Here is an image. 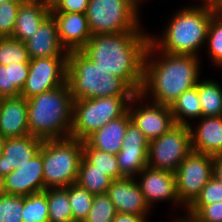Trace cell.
I'll return each mask as SVG.
<instances>
[{
	"label": "cell",
	"mask_w": 222,
	"mask_h": 222,
	"mask_svg": "<svg viewBox=\"0 0 222 222\" xmlns=\"http://www.w3.org/2000/svg\"><path fill=\"white\" fill-rule=\"evenodd\" d=\"M150 35L144 30L95 34L80 52L91 62L120 77L136 94L143 84L144 58Z\"/></svg>",
	"instance_id": "1"
},
{
	"label": "cell",
	"mask_w": 222,
	"mask_h": 222,
	"mask_svg": "<svg viewBox=\"0 0 222 222\" xmlns=\"http://www.w3.org/2000/svg\"><path fill=\"white\" fill-rule=\"evenodd\" d=\"M155 53H160V57ZM159 53L150 42L144 58L143 84L139 94L144 101L151 96L152 100L148 101L170 106L184 91L197 85L200 60L194 55Z\"/></svg>",
	"instance_id": "2"
},
{
	"label": "cell",
	"mask_w": 222,
	"mask_h": 222,
	"mask_svg": "<svg viewBox=\"0 0 222 222\" xmlns=\"http://www.w3.org/2000/svg\"><path fill=\"white\" fill-rule=\"evenodd\" d=\"M220 8L219 0H202L201 5L180 8L168 20L162 37L150 34V42L156 52L199 57L198 51L206 43L210 20Z\"/></svg>",
	"instance_id": "3"
},
{
	"label": "cell",
	"mask_w": 222,
	"mask_h": 222,
	"mask_svg": "<svg viewBox=\"0 0 222 222\" xmlns=\"http://www.w3.org/2000/svg\"><path fill=\"white\" fill-rule=\"evenodd\" d=\"M29 134L41 140L69 137L73 123V98L65 84L27 99Z\"/></svg>",
	"instance_id": "4"
},
{
	"label": "cell",
	"mask_w": 222,
	"mask_h": 222,
	"mask_svg": "<svg viewBox=\"0 0 222 222\" xmlns=\"http://www.w3.org/2000/svg\"><path fill=\"white\" fill-rule=\"evenodd\" d=\"M67 83L73 100L136 95L120 77L95 66L80 51L68 52Z\"/></svg>",
	"instance_id": "5"
},
{
	"label": "cell",
	"mask_w": 222,
	"mask_h": 222,
	"mask_svg": "<svg viewBox=\"0 0 222 222\" xmlns=\"http://www.w3.org/2000/svg\"><path fill=\"white\" fill-rule=\"evenodd\" d=\"M40 151L46 189L66 188L76 183L83 158L82 140L70 136L43 140Z\"/></svg>",
	"instance_id": "6"
},
{
	"label": "cell",
	"mask_w": 222,
	"mask_h": 222,
	"mask_svg": "<svg viewBox=\"0 0 222 222\" xmlns=\"http://www.w3.org/2000/svg\"><path fill=\"white\" fill-rule=\"evenodd\" d=\"M134 96L99 97L73 100L70 137L84 141L105 124L122 116Z\"/></svg>",
	"instance_id": "7"
},
{
	"label": "cell",
	"mask_w": 222,
	"mask_h": 222,
	"mask_svg": "<svg viewBox=\"0 0 222 222\" xmlns=\"http://www.w3.org/2000/svg\"><path fill=\"white\" fill-rule=\"evenodd\" d=\"M85 14L92 35L143 30L132 0H89Z\"/></svg>",
	"instance_id": "8"
},
{
	"label": "cell",
	"mask_w": 222,
	"mask_h": 222,
	"mask_svg": "<svg viewBox=\"0 0 222 222\" xmlns=\"http://www.w3.org/2000/svg\"><path fill=\"white\" fill-rule=\"evenodd\" d=\"M191 151L190 127L175 124L159 138L149 141L148 166L175 172Z\"/></svg>",
	"instance_id": "9"
},
{
	"label": "cell",
	"mask_w": 222,
	"mask_h": 222,
	"mask_svg": "<svg viewBox=\"0 0 222 222\" xmlns=\"http://www.w3.org/2000/svg\"><path fill=\"white\" fill-rule=\"evenodd\" d=\"M214 156L191 151L176 169V188L180 204L187 209L213 177Z\"/></svg>",
	"instance_id": "10"
},
{
	"label": "cell",
	"mask_w": 222,
	"mask_h": 222,
	"mask_svg": "<svg viewBox=\"0 0 222 222\" xmlns=\"http://www.w3.org/2000/svg\"><path fill=\"white\" fill-rule=\"evenodd\" d=\"M67 64L68 56L30 59L28 77L20 95L28 99L65 84Z\"/></svg>",
	"instance_id": "11"
},
{
	"label": "cell",
	"mask_w": 222,
	"mask_h": 222,
	"mask_svg": "<svg viewBox=\"0 0 222 222\" xmlns=\"http://www.w3.org/2000/svg\"><path fill=\"white\" fill-rule=\"evenodd\" d=\"M145 100L139 93L136 94L128 104V112L131 116V121L144 133L145 137L151 141L159 138L175 125L171 109L168 105L156 104L150 102L143 104ZM137 102L139 106L135 105ZM136 108H133V105Z\"/></svg>",
	"instance_id": "12"
},
{
	"label": "cell",
	"mask_w": 222,
	"mask_h": 222,
	"mask_svg": "<svg viewBox=\"0 0 222 222\" xmlns=\"http://www.w3.org/2000/svg\"><path fill=\"white\" fill-rule=\"evenodd\" d=\"M149 140L131 121L125 131L117 162L124 177H136L148 166Z\"/></svg>",
	"instance_id": "13"
},
{
	"label": "cell",
	"mask_w": 222,
	"mask_h": 222,
	"mask_svg": "<svg viewBox=\"0 0 222 222\" xmlns=\"http://www.w3.org/2000/svg\"><path fill=\"white\" fill-rule=\"evenodd\" d=\"M142 176V177H141ZM137 177H141L136 182L144 196L148 206L152 209L155 202L172 201L179 207L182 205L179 202L176 188L175 173L168 170L153 169L149 166L144 168ZM152 206V207H151Z\"/></svg>",
	"instance_id": "14"
},
{
	"label": "cell",
	"mask_w": 222,
	"mask_h": 222,
	"mask_svg": "<svg viewBox=\"0 0 222 222\" xmlns=\"http://www.w3.org/2000/svg\"><path fill=\"white\" fill-rule=\"evenodd\" d=\"M42 152L39 150L31 160L4 177L7 195L28 196L45 190Z\"/></svg>",
	"instance_id": "15"
},
{
	"label": "cell",
	"mask_w": 222,
	"mask_h": 222,
	"mask_svg": "<svg viewBox=\"0 0 222 222\" xmlns=\"http://www.w3.org/2000/svg\"><path fill=\"white\" fill-rule=\"evenodd\" d=\"M106 194L117 213L147 216L152 210L146 203L135 177L113 180Z\"/></svg>",
	"instance_id": "16"
},
{
	"label": "cell",
	"mask_w": 222,
	"mask_h": 222,
	"mask_svg": "<svg viewBox=\"0 0 222 222\" xmlns=\"http://www.w3.org/2000/svg\"><path fill=\"white\" fill-rule=\"evenodd\" d=\"M56 21L61 45L70 51H80L89 41L92 33L85 13L51 12Z\"/></svg>",
	"instance_id": "17"
},
{
	"label": "cell",
	"mask_w": 222,
	"mask_h": 222,
	"mask_svg": "<svg viewBox=\"0 0 222 222\" xmlns=\"http://www.w3.org/2000/svg\"><path fill=\"white\" fill-rule=\"evenodd\" d=\"M42 142L43 140L30 134L6 138L0 155V175L5 177L11 171L29 162L39 152Z\"/></svg>",
	"instance_id": "18"
},
{
	"label": "cell",
	"mask_w": 222,
	"mask_h": 222,
	"mask_svg": "<svg viewBox=\"0 0 222 222\" xmlns=\"http://www.w3.org/2000/svg\"><path fill=\"white\" fill-rule=\"evenodd\" d=\"M24 43L30 59L68 56V52L59 41L56 21L51 14Z\"/></svg>",
	"instance_id": "19"
},
{
	"label": "cell",
	"mask_w": 222,
	"mask_h": 222,
	"mask_svg": "<svg viewBox=\"0 0 222 222\" xmlns=\"http://www.w3.org/2000/svg\"><path fill=\"white\" fill-rule=\"evenodd\" d=\"M0 133L5 138L29 134L27 99L21 95L5 97L0 104Z\"/></svg>",
	"instance_id": "20"
},
{
	"label": "cell",
	"mask_w": 222,
	"mask_h": 222,
	"mask_svg": "<svg viewBox=\"0 0 222 222\" xmlns=\"http://www.w3.org/2000/svg\"><path fill=\"white\" fill-rule=\"evenodd\" d=\"M191 130L192 151L211 156L222 155V116L201 117Z\"/></svg>",
	"instance_id": "21"
},
{
	"label": "cell",
	"mask_w": 222,
	"mask_h": 222,
	"mask_svg": "<svg viewBox=\"0 0 222 222\" xmlns=\"http://www.w3.org/2000/svg\"><path fill=\"white\" fill-rule=\"evenodd\" d=\"M130 122L131 116L127 110L122 116L93 132L84 141L92 148L117 155L121 150L125 131Z\"/></svg>",
	"instance_id": "22"
},
{
	"label": "cell",
	"mask_w": 222,
	"mask_h": 222,
	"mask_svg": "<svg viewBox=\"0 0 222 222\" xmlns=\"http://www.w3.org/2000/svg\"><path fill=\"white\" fill-rule=\"evenodd\" d=\"M50 14L51 10L41 1L24 0L18 8L14 32L11 37L22 42L26 41Z\"/></svg>",
	"instance_id": "23"
},
{
	"label": "cell",
	"mask_w": 222,
	"mask_h": 222,
	"mask_svg": "<svg viewBox=\"0 0 222 222\" xmlns=\"http://www.w3.org/2000/svg\"><path fill=\"white\" fill-rule=\"evenodd\" d=\"M169 107L175 124L190 127L191 124L187 122V118L200 119L202 117L198 87L194 86L184 91Z\"/></svg>",
	"instance_id": "24"
},
{
	"label": "cell",
	"mask_w": 222,
	"mask_h": 222,
	"mask_svg": "<svg viewBox=\"0 0 222 222\" xmlns=\"http://www.w3.org/2000/svg\"><path fill=\"white\" fill-rule=\"evenodd\" d=\"M113 179L82 158L76 183L93 195L106 194Z\"/></svg>",
	"instance_id": "25"
},
{
	"label": "cell",
	"mask_w": 222,
	"mask_h": 222,
	"mask_svg": "<svg viewBox=\"0 0 222 222\" xmlns=\"http://www.w3.org/2000/svg\"><path fill=\"white\" fill-rule=\"evenodd\" d=\"M202 117L222 116V87L214 80L199 79L197 85Z\"/></svg>",
	"instance_id": "26"
},
{
	"label": "cell",
	"mask_w": 222,
	"mask_h": 222,
	"mask_svg": "<svg viewBox=\"0 0 222 222\" xmlns=\"http://www.w3.org/2000/svg\"><path fill=\"white\" fill-rule=\"evenodd\" d=\"M83 158L93 165L94 169L105 172L113 180L124 177L120 172L117 155L92 148L85 141H83Z\"/></svg>",
	"instance_id": "27"
},
{
	"label": "cell",
	"mask_w": 222,
	"mask_h": 222,
	"mask_svg": "<svg viewBox=\"0 0 222 222\" xmlns=\"http://www.w3.org/2000/svg\"><path fill=\"white\" fill-rule=\"evenodd\" d=\"M49 222H73L72 211L65 188L47 189Z\"/></svg>",
	"instance_id": "28"
},
{
	"label": "cell",
	"mask_w": 222,
	"mask_h": 222,
	"mask_svg": "<svg viewBox=\"0 0 222 222\" xmlns=\"http://www.w3.org/2000/svg\"><path fill=\"white\" fill-rule=\"evenodd\" d=\"M23 222H49L47 189L23 197Z\"/></svg>",
	"instance_id": "29"
},
{
	"label": "cell",
	"mask_w": 222,
	"mask_h": 222,
	"mask_svg": "<svg viewBox=\"0 0 222 222\" xmlns=\"http://www.w3.org/2000/svg\"><path fill=\"white\" fill-rule=\"evenodd\" d=\"M65 189L68 191L73 222H84L90 212L95 195L80 187L77 183L71 184Z\"/></svg>",
	"instance_id": "30"
},
{
	"label": "cell",
	"mask_w": 222,
	"mask_h": 222,
	"mask_svg": "<svg viewBox=\"0 0 222 222\" xmlns=\"http://www.w3.org/2000/svg\"><path fill=\"white\" fill-rule=\"evenodd\" d=\"M206 43L208 54L213 65L222 67V8H220L211 18Z\"/></svg>",
	"instance_id": "31"
},
{
	"label": "cell",
	"mask_w": 222,
	"mask_h": 222,
	"mask_svg": "<svg viewBox=\"0 0 222 222\" xmlns=\"http://www.w3.org/2000/svg\"><path fill=\"white\" fill-rule=\"evenodd\" d=\"M29 62L30 58L24 42L12 37H0L1 65Z\"/></svg>",
	"instance_id": "32"
},
{
	"label": "cell",
	"mask_w": 222,
	"mask_h": 222,
	"mask_svg": "<svg viewBox=\"0 0 222 222\" xmlns=\"http://www.w3.org/2000/svg\"><path fill=\"white\" fill-rule=\"evenodd\" d=\"M117 211L107 194L95 195L90 212L84 222H112Z\"/></svg>",
	"instance_id": "33"
},
{
	"label": "cell",
	"mask_w": 222,
	"mask_h": 222,
	"mask_svg": "<svg viewBox=\"0 0 222 222\" xmlns=\"http://www.w3.org/2000/svg\"><path fill=\"white\" fill-rule=\"evenodd\" d=\"M23 196L0 195V222H23Z\"/></svg>",
	"instance_id": "34"
},
{
	"label": "cell",
	"mask_w": 222,
	"mask_h": 222,
	"mask_svg": "<svg viewBox=\"0 0 222 222\" xmlns=\"http://www.w3.org/2000/svg\"><path fill=\"white\" fill-rule=\"evenodd\" d=\"M186 211L185 216L195 222H222V201L209 205H190Z\"/></svg>",
	"instance_id": "35"
},
{
	"label": "cell",
	"mask_w": 222,
	"mask_h": 222,
	"mask_svg": "<svg viewBox=\"0 0 222 222\" xmlns=\"http://www.w3.org/2000/svg\"><path fill=\"white\" fill-rule=\"evenodd\" d=\"M22 2L0 4V37H11L14 32L18 8Z\"/></svg>",
	"instance_id": "36"
},
{
	"label": "cell",
	"mask_w": 222,
	"mask_h": 222,
	"mask_svg": "<svg viewBox=\"0 0 222 222\" xmlns=\"http://www.w3.org/2000/svg\"><path fill=\"white\" fill-rule=\"evenodd\" d=\"M222 201V184L213 176L191 205H209Z\"/></svg>",
	"instance_id": "37"
},
{
	"label": "cell",
	"mask_w": 222,
	"mask_h": 222,
	"mask_svg": "<svg viewBox=\"0 0 222 222\" xmlns=\"http://www.w3.org/2000/svg\"><path fill=\"white\" fill-rule=\"evenodd\" d=\"M19 95L20 91L12 82L11 64L7 66L0 64V97H15Z\"/></svg>",
	"instance_id": "38"
},
{
	"label": "cell",
	"mask_w": 222,
	"mask_h": 222,
	"mask_svg": "<svg viewBox=\"0 0 222 222\" xmlns=\"http://www.w3.org/2000/svg\"><path fill=\"white\" fill-rule=\"evenodd\" d=\"M89 0H60L51 12L86 13Z\"/></svg>",
	"instance_id": "39"
},
{
	"label": "cell",
	"mask_w": 222,
	"mask_h": 222,
	"mask_svg": "<svg viewBox=\"0 0 222 222\" xmlns=\"http://www.w3.org/2000/svg\"><path fill=\"white\" fill-rule=\"evenodd\" d=\"M29 73V63L11 64V75L14 86L21 92Z\"/></svg>",
	"instance_id": "40"
},
{
	"label": "cell",
	"mask_w": 222,
	"mask_h": 222,
	"mask_svg": "<svg viewBox=\"0 0 222 222\" xmlns=\"http://www.w3.org/2000/svg\"><path fill=\"white\" fill-rule=\"evenodd\" d=\"M148 216H137L134 214L117 213L112 222H148Z\"/></svg>",
	"instance_id": "41"
},
{
	"label": "cell",
	"mask_w": 222,
	"mask_h": 222,
	"mask_svg": "<svg viewBox=\"0 0 222 222\" xmlns=\"http://www.w3.org/2000/svg\"><path fill=\"white\" fill-rule=\"evenodd\" d=\"M213 176L222 184V155L214 156Z\"/></svg>",
	"instance_id": "42"
},
{
	"label": "cell",
	"mask_w": 222,
	"mask_h": 222,
	"mask_svg": "<svg viewBox=\"0 0 222 222\" xmlns=\"http://www.w3.org/2000/svg\"><path fill=\"white\" fill-rule=\"evenodd\" d=\"M38 1H41L47 8L51 10L59 3L60 0H38Z\"/></svg>",
	"instance_id": "43"
},
{
	"label": "cell",
	"mask_w": 222,
	"mask_h": 222,
	"mask_svg": "<svg viewBox=\"0 0 222 222\" xmlns=\"http://www.w3.org/2000/svg\"><path fill=\"white\" fill-rule=\"evenodd\" d=\"M181 217L177 218V220L175 222H195L191 217L188 216H183L181 219Z\"/></svg>",
	"instance_id": "44"
},
{
	"label": "cell",
	"mask_w": 222,
	"mask_h": 222,
	"mask_svg": "<svg viewBox=\"0 0 222 222\" xmlns=\"http://www.w3.org/2000/svg\"><path fill=\"white\" fill-rule=\"evenodd\" d=\"M5 194L4 192V177L0 175V195Z\"/></svg>",
	"instance_id": "45"
},
{
	"label": "cell",
	"mask_w": 222,
	"mask_h": 222,
	"mask_svg": "<svg viewBox=\"0 0 222 222\" xmlns=\"http://www.w3.org/2000/svg\"><path fill=\"white\" fill-rule=\"evenodd\" d=\"M6 138L0 133V155L2 154L3 146Z\"/></svg>",
	"instance_id": "46"
},
{
	"label": "cell",
	"mask_w": 222,
	"mask_h": 222,
	"mask_svg": "<svg viewBox=\"0 0 222 222\" xmlns=\"http://www.w3.org/2000/svg\"><path fill=\"white\" fill-rule=\"evenodd\" d=\"M24 0H0V4L6 3V2H23Z\"/></svg>",
	"instance_id": "47"
},
{
	"label": "cell",
	"mask_w": 222,
	"mask_h": 222,
	"mask_svg": "<svg viewBox=\"0 0 222 222\" xmlns=\"http://www.w3.org/2000/svg\"><path fill=\"white\" fill-rule=\"evenodd\" d=\"M132 1L138 6V8H140L139 4H141L140 2L143 0H132Z\"/></svg>",
	"instance_id": "48"
},
{
	"label": "cell",
	"mask_w": 222,
	"mask_h": 222,
	"mask_svg": "<svg viewBox=\"0 0 222 222\" xmlns=\"http://www.w3.org/2000/svg\"><path fill=\"white\" fill-rule=\"evenodd\" d=\"M219 2H220V6H221V8H222V0H219Z\"/></svg>",
	"instance_id": "49"
}]
</instances>
